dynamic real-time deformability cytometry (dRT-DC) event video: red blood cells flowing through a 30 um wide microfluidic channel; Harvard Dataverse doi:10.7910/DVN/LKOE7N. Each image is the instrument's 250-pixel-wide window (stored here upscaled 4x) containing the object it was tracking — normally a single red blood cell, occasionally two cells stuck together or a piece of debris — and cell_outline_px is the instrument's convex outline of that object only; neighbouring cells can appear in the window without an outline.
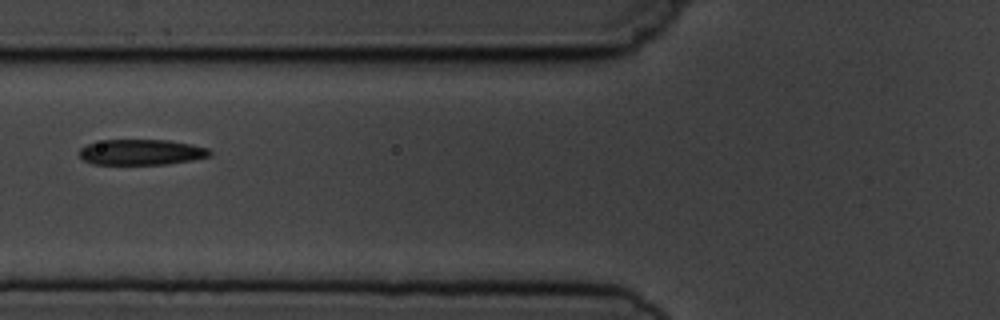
{"species": "common noctule bat (a hibernating species)", "species_latin": "Nyctalus noctula", "temperature_condition": "cold", "stored_images_in_passage": 3, "camera_frame_rate_fps": 3000, "um_per_image_px": 0.085, "animal": {"sex": "male", "body_mass_g": 19.5, "forearm_length_mm": 54.6}, "frame": {"image": 1, "passage_image": 3, "time_ms": 2.0, "image_size_px": [1000, 320], "cell_outline_px": [[212, 156], [192, 160], [164, 164], [92, 164], [84, 160], [80, 156], [80, 148], [88, 144], [104, 140], [168, 140], [192, 144], [208, 148], [212, 152]], "centroid_in_image_um": [12.05, 12.93], "position_along_channel_um": 113.8, "area_um2": 19.42}}